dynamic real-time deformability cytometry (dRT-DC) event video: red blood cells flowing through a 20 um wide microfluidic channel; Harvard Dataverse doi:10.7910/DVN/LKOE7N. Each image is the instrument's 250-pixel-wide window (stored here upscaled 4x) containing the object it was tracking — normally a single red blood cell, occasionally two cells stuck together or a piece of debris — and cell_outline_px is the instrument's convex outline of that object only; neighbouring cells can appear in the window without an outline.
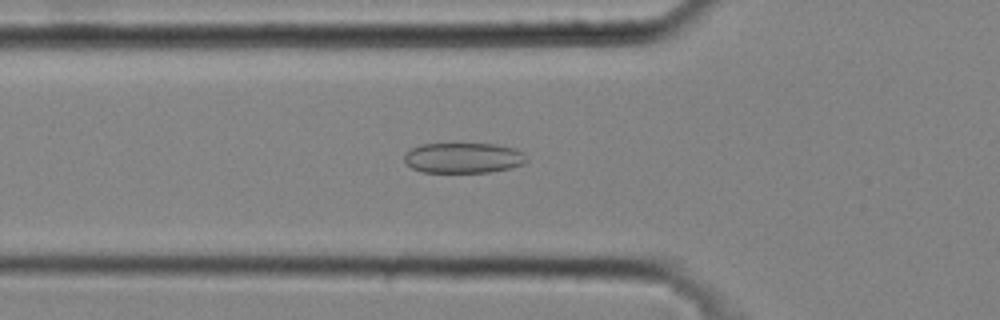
{"species": "common noctule bat (a hibernating species)", "species_latin": "Nyctalus noctula", "temperature_condition": "cold", "stored_images_in_passage": 34, "camera_frame_rate_fps": 3000, "um_per_image_px": 0.085, "animal": {"sex": "male", "body_mass_g": 20.4}, "frame": {"image": 1, "passage_image": 6, "time_ms": 1.667, "image_size_px": [1000, 320], "cell_outline_px": [[528, 160], [524, 164], [508, 168], [488, 172], [424, 172], [412, 168], [404, 160], [404, 152], [420, 144], [496, 144], [516, 148], [524, 152], [528, 156]], "centroid_in_image_um": [39.42, 13.41], "position_along_channel_um": 86.4, "area_um2": 21.79}}
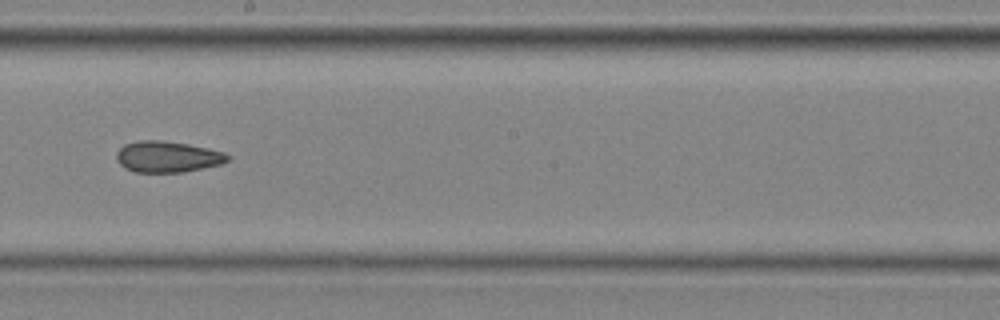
{"frame": {"image": 2, "passage_image": 16, "time_ms": 5.0, "image_size_px": [1000, 320], "cell_outline_px": [[232, 156], [228, 160], [220, 164], [184, 172], [136, 172], [124, 168], [116, 160], [116, 152], [124, 144], [140, 140], [160, 140], [188, 144], [208, 148], [224, 152]], "centroid_in_image_um": [14.22, 13.32], "position_along_channel_um": 234.0, "area_um2": 20.23}}
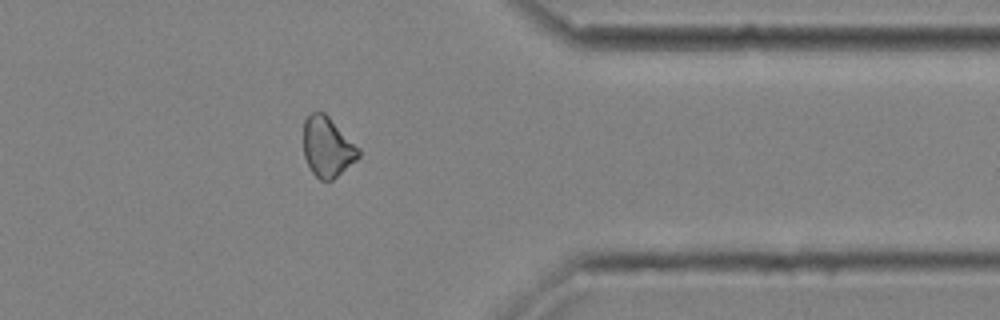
{"frame": {"image": 3, "passage_image": 27, "time_ms": 8.667, "image_size_px": [1000, 320], "cell_outline_px": [[360, 156], [356, 160], [332, 180], [320, 180], [312, 172], [304, 156], [304, 120], [312, 112], [324, 112], [360, 148]], "centroid_in_image_um": [27.83, 12.49], "position_along_channel_um": 383.6, "area_um2": 19.07}}